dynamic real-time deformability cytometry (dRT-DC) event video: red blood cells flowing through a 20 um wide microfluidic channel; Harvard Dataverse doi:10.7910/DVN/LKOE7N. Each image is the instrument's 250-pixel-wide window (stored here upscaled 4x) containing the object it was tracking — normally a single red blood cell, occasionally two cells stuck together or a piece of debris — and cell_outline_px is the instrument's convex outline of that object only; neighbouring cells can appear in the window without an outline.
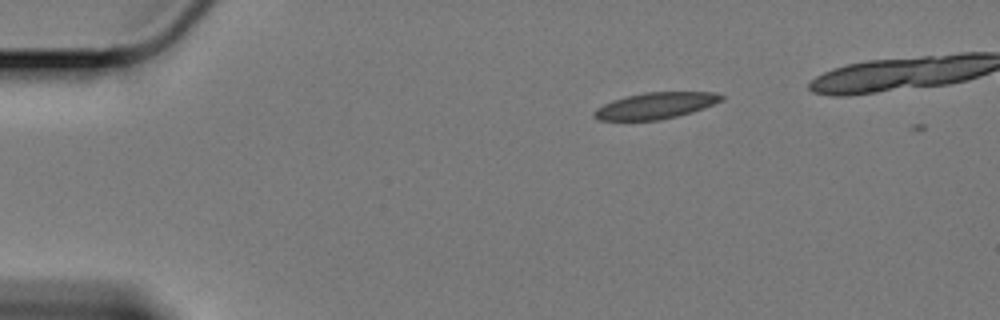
{"species": "Egyptian fruit bat (a non-hibernating species)", "species_latin": "Rousettus aegyptiacus", "temperature_condition": "cold", "stored_images_in_passage": 2, "camera_frame_rate_fps": 3000, "um_per_image_px": 0.085, "animal": {"sex": "female"}, "frame": {"image": 1, "passage_image": 1, "time_ms": 0.0, "image_size_px": [1000, 320], "cell_outline_px": [[724, 100], [704, 108], [692, 112], [660, 120], [600, 120], [592, 116], [592, 112], [596, 108], [612, 100], [644, 92], [716, 92], [724, 96]], "centroid_in_image_um": [55.73, 8.98], "position_along_channel_um": 29.3, "area_um2": 19.54}}